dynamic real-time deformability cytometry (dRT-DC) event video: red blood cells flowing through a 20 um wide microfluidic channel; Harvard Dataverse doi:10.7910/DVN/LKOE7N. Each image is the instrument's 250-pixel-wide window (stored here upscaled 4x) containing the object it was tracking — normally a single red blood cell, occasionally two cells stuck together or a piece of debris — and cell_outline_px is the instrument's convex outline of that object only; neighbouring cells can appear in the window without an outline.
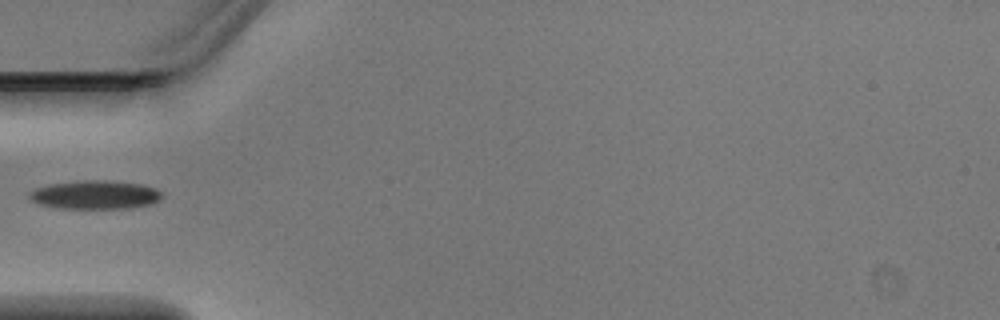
{"species": "Egyptian fruit bat (a non-hibernating species)", "species_latin": "Rousettus aegyptiacus", "temperature_condition": "warm", "stored_images_in_passage": 1, "camera_frame_rate_fps": 3000, "um_per_image_px": 0.085, "animal": {"sex": "male"}, "frame": {"image": 1, "passage_image": 1, "time_ms": 0.0, "image_size_px": [1000, 320], "cell_outline_px": [[164, 196], [160, 200], [152, 204], [132, 208], [64, 208], [40, 204], [32, 200], [28, 196], [28, 192], [36, 188], [52, 184], [84, 180], [104, 180], [140, 184], [156, 188], [164, 192]], "centroid_in_image_um": [8.16, 16.56], "position_along_channel_um": 76.8, "area_um2": 22.08}}